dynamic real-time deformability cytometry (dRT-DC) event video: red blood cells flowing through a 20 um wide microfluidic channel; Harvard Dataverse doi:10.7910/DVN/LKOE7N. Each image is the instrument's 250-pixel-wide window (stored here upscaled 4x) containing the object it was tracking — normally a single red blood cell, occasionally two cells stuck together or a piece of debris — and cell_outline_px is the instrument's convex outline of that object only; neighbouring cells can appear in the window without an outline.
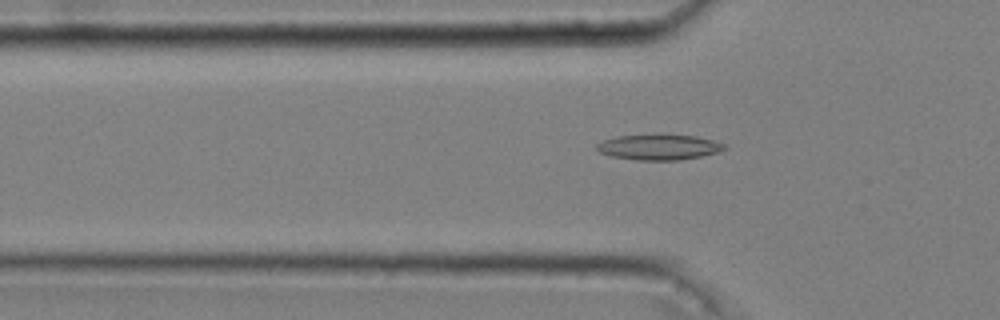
{"species": "common noctule bat (a hibernating species)", "species_latin": "Nyctalus noctula", "temperature_condition": "cold", "stored_images_in_passage": 51, "camera_frame_rate_fps": 3000, "um_per_image_px": 0.085, "animal": {"sex": "male", "body_mass_g": 20.4}, "frame": {"image": 1, "passage_image": 17, "time_ms": 5.333, "image_size_px": [1000, 320], "cell_outline_px": [[728, 148], [716, 152], [700, 156], [680, 160], [636, 160], [612, 156], [600, 152], [596, 148], [596, 144], [604, 140], [616, 136], [696, 136], [712, 140], [724, 144]], "centroid_in_image_um": [56.0, 12.53], "position_along_channel_um": 69.8, "area_um2": 18.32}}
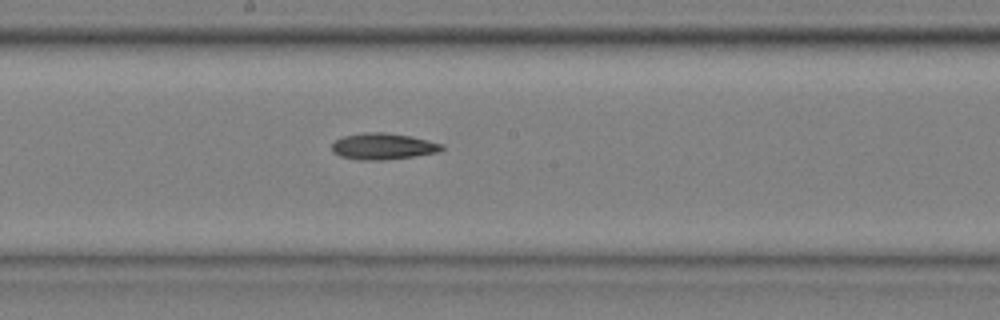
{"frame": {"image": 2, "passage_image": 29, "time_ms": 9.333, "image_size_px": [1000, 320], "cell_outline_px": [[444, 148], [440, 152], [416, 156], [384, 160], [356, 160], [340, 156], [332, 152], [332, 144], [336, 140], [344, 136], [364, 132], [384, 132], [412, 136], [444, 144]], "centroid_in_image_um": [32.58, 12.44], "position_along_channel_um": 215.6, "area_um2": 17.11}}
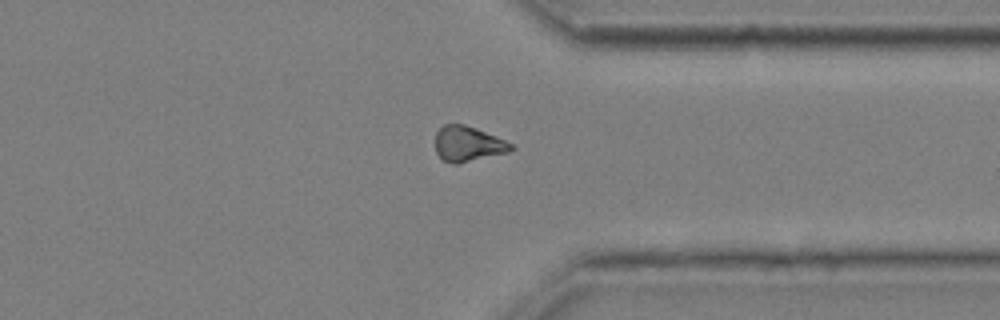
{"frame": {"image": 3, "passage_image": 42, "time_ms": 13.667, "image_size_px": [1000, 320], "cell_outline_px": [[516, 148], [508, 152], [456, 164], [452, 164], [444, 160], [436, 152], [436, 132], [444, 124], [464, 124], [476, 128], [496, 136], [512, 144]], "centroid_in_image_um": [39.78, 12.22], "position_along_channel_um": 371.6, "area_um2": 15.43}, "authors_computed_cell_mechanics": {"area_um2": 17.1088, "velocity_mm_per_s": 3.6438, "shape_relaxation_time_tau1_ms": 5.714, "shape_relaxation_time_tau2_ms": null, "deformation_change_tau1": 0.1172, "deformation_change_tau2": null}}